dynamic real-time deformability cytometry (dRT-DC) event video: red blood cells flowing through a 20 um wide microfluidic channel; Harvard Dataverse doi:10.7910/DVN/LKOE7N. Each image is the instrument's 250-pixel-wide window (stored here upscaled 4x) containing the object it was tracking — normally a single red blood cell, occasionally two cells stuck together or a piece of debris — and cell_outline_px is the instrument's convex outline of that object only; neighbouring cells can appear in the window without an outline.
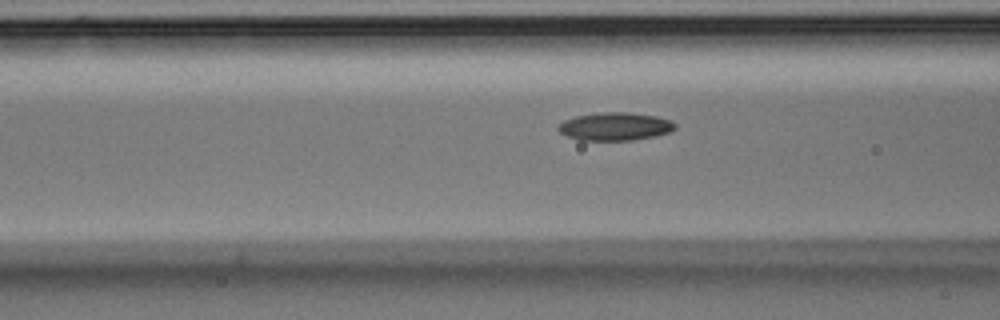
{"species": "Egyptian fruit bat (a non-hibernating species)", "species_latin": "Rousettus aegyptiacus", "temperature_condition": "room temperature", "stored_images_in_passage": 27, "camera_frame_rate_fps": 3000, "um_per_image_px": 0.085, "animal": {"sex": "male"}, "frame": {"image": 1, "passage_image": 4, "time_ms": 1.0, "image_size_px": [1000, 320], "cell_outline_px": [[676, 128], [672, 132], [632, 140], [580, 140], [568, 136], [560, 132], [556, 128], [556, 124], [564, 120], [576, 116], [600, 112], [628, 112], [656, 116], [672, 120], [676, 124]], "centroid_in_image_um": [52.28, 10.74], "position_along_channel_um": 114.3, "area_um2": 19.19}}
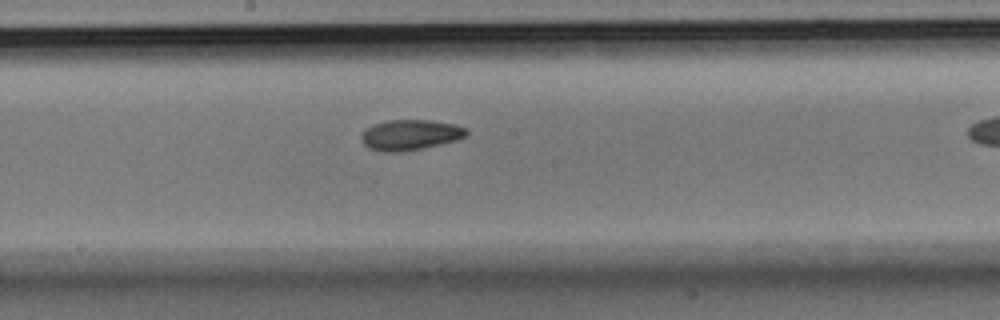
{"frame": {"image": 2, "passage_image": 12, "time_ms": 3.667, "image_size_px": [1000, 320], "cell_outline_px": [[468, 132], [464, 136], [456, 140], [440, 144], [400, 152], [384, 152], [368, 148], [364, 144], [360, 136], [372, 124], [384, 120], [432, 120], [456, 124], [468, 128]], "centroid_in_image_um": [34.87, 11.45], "position_along_channel_um": 213.3, "area_um2": 18.67}}
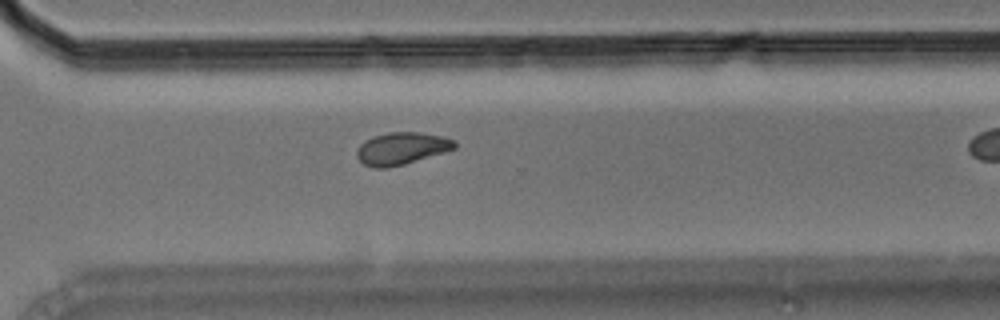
{"frame": {"image": 3, "passage_image": 22, "time_ms": 7.0, "image_size_px": [1000, 320], "cell_outline_px": [[456, 148], [444, 152], [404, 164], [388, 168], [372, 168], [364, 164], [356, 156], [356, 152], [360, 144], [364, 140], [372, 136], [388, 132], [420, 132], [444, 136], [456, 140]], "centroid_in_image_um": [34.13, 12.61], "position_along_channel_um": 336.5, "area_um2": 18.55}}